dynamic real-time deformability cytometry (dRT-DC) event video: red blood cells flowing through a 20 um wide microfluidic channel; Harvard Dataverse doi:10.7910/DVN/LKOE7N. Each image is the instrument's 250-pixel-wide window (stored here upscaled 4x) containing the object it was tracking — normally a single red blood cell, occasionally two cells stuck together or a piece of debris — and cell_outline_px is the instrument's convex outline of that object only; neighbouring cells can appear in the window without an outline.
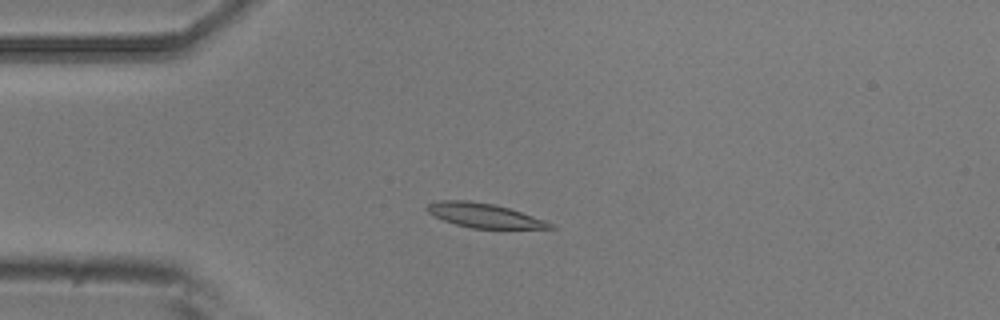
{"species": "common noctule bat (a hibernating species)", "species_latin": "Nyctalus noctula", "temperature_condition": "room temperature", "stored_images_in_passage": 54, "camera_frame_rate_fps": 3000, "um_per_image_px": 0.085, "animal": {"sex": "male", "body_mass_g": 20.5, "forearm_length_mm": 52.5}, "frame": {"image": 1, "passage_image": 13, "time_ms": 4.0, "image_size_px": [1000, 320], "cell_outline_px": [[556, 228], [472, 228], [456, 224], [444, 220], [428, 212], [424, 208], [428, 204], [440, 200], [468, 200], [492, 204], [508, 208], [544, 220], [552, 224]], "centroid_in_image_um": [41.1, 18.3], "position_along_channel_um": 43.9, "area_um2": 16.99}}
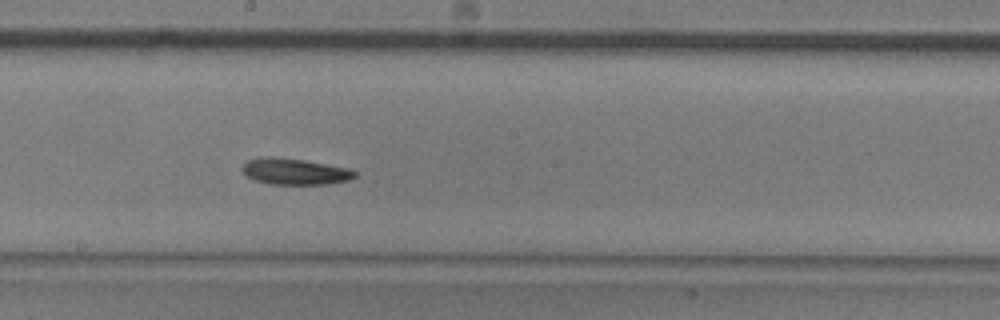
{"frame": {"image": 2, "passage_image": 29, "time_ms": 9.333, "image_size_px": [1000, 320], "cell_outline_px": [[356, 176], [348, 180], [328, 184], [268, 184], [244, 176], [240, 168], [248, 160], [268, 156], [304, 160], [348, 168], [356, 172]], "centroid_in_image_um": [25.02, 14.58], "position_along_channel_um": 223.2, "area_um2": 17.17}}
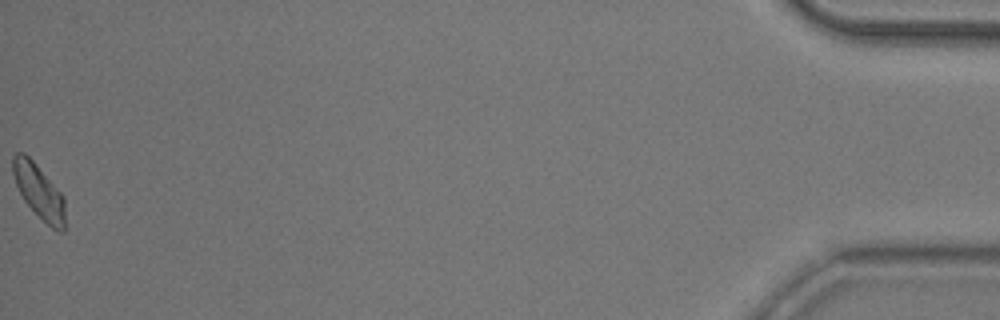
{"frame": {"image": 3, "passage_image": 54, "time_ms": 17.667, "image_size_px": [1000, 320], "cell_outline_px": [[64, 232], [56, 232], [24, 200], [16, 184], [12, 172], [12, 156], [16, 152], [24, 152], [36, 164], [64, 196]], "centroid_in_image_um": [3.3, 16.24], "position_along_channel_um": 431.9, "area_um2": 16.24}, "authors_computed_cell_mechanics": {"area_um2": 17.051, "velocity_mm_per_s": 3.7202, "shape_relaxation_time_tau1_ms": 4.907, "shape_relaxation_time_tau2_ms": null, "deformation_change_tau1": 0.0987, "deformation_change_tau2": null}}